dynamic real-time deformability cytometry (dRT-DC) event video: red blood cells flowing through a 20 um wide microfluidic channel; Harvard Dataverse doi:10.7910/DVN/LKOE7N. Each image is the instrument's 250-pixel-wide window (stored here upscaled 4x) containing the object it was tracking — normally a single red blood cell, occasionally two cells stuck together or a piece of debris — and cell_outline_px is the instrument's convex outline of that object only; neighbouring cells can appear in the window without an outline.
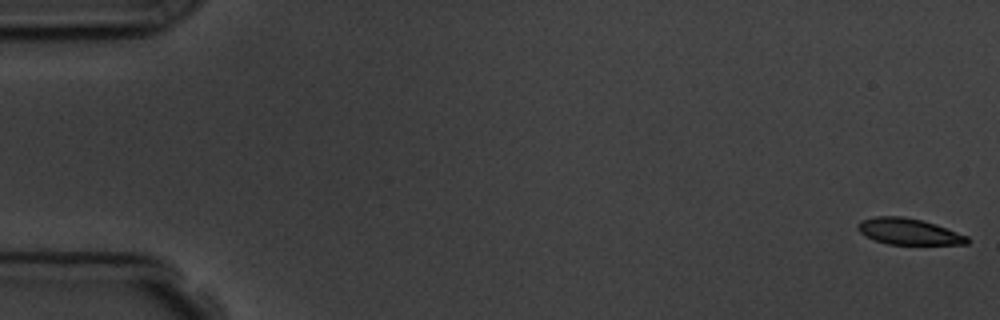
{"species": "common noctule bat (a hibernating species)", "species_latin": "Nyctalus noctula", "temperature_condition": "room temperature", "stored_images_in_passage": 5, "camera_frame_rate_fps": 3000, "um_per_image_px": 0.085, "animal": {"sex": "male", "body_mass_g": 19.5, "forearm_length_mm": 54.6}, "frame": {"image": 1, "passage_image": 1, "time_ms": 0.0, "image_size_px": [1000, 320], "cell_outline_px": [[968, 244], [888, 244], [876, 240], [860, 232], [856, 228], [856, 224], [860, 220], [876, 216], [904, 216], [924, 220], [936, 224], [968, 236]], "centroid_in_image_um": [77.22, 19.66], "position_along_channel_um": 7.8, "area_um2": 16.7}}
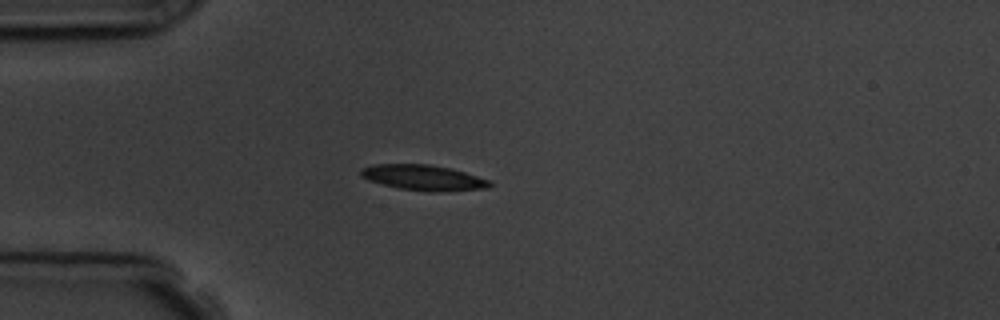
{"frame": {"image": 2, "passage_image": 5, "time_ms": 4.667, "image_size_px": [1000, 320], "cell_outline_px": [[492, 184], [488, 188], [440, 192], [432, 192], [400, 188], [368, 180], [360, 176], [360, 168], [372, 164], [428, 164], [452, 168], [488, 180]], "centroid_in_image_um": [35.96, 15.09], "position_along_channel_um": 49.0, "area_um2": 19.07}}